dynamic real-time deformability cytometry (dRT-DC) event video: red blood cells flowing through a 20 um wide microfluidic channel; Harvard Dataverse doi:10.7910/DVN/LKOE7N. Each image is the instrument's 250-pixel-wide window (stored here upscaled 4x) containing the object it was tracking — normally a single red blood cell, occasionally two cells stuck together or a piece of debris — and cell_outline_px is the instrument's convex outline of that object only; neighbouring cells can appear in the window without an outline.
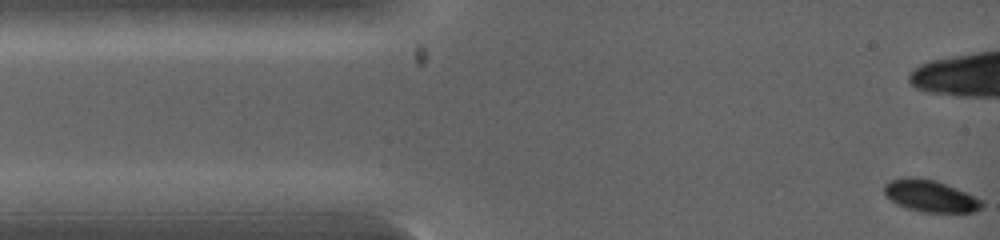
{"species": "common noctule bat (a hibernating species)", "species_latin": "Nyctalus noctula", "temperature_condition": "warm", "stored_images_in_passage": 10, "camera_frame_rate_fps": 5000, "um_per_image_px": 0.085, "animal": {"sex": "female", "body_mass_g": 19.0, "forearm_length_mm": 53.3}, "frame": {"image": 1, "passage_image": 1, "time_ms": 0.0, "image_size_px": [1000, 240], "cell_outline_px": [[984, 208], [972, 212], [920, 212], [904, 208], [896, 204], [884, 192], [884, 184], [892, 180], [904, 176], [912, 176], [936, 180], [956, 188], [984, 200]], "centroid_in_image_um": [79.1, 16.66], "position_along_channel_um": 5.9, "area_um2": 18.38}}